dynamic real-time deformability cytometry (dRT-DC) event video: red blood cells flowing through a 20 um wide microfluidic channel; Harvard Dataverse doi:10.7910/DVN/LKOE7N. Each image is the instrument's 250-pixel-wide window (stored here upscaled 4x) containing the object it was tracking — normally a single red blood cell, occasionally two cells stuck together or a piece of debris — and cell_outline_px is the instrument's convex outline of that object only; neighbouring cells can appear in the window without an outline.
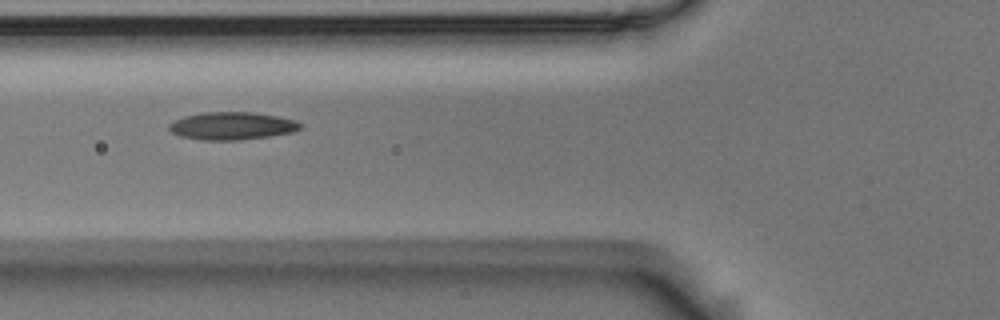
{"species": "Egyptian fruit bat (a non-hibernating species)", "species_latin": "Rousettus aegyptiacus", "temperature_condition": "room temperature", "stored_images_in_passage": 7, "camera_frame_rate_fps": 3000, "um_per_image_px": 0.085, "animal": {"sex": "male"}, "frame": {"image": 1, "passage_image": 3, "time_ms": 0.667, "image_size_px": [1000, 320], "cell_outline_px": [[300, 128], [292, 132], [268, 136], [240, 140], [200, 140], [180, 136], [172, 132], [168, 128], [168, 124], [184, 116], [204, 112], [252, 112], [280, 116], [296, 120], [300, 124]], "centroid_in_image_um": [19.7, 10.69], "position_along_channel_um": 106.1, "area_um2": 21.15}}
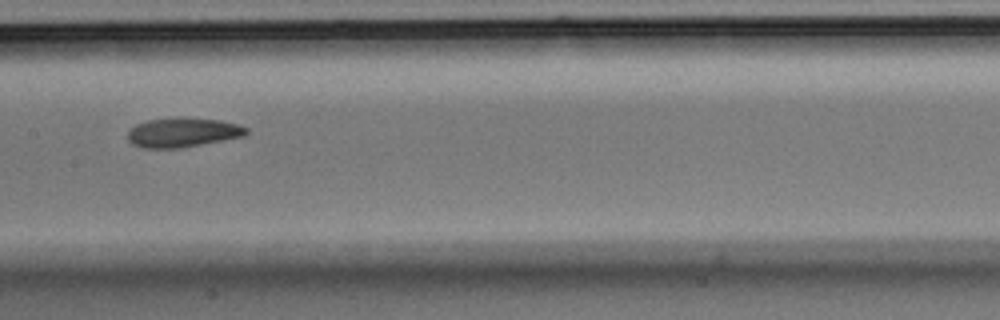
{"frame": {"image": 2, "passage_image": 5, "time_ms": 1.333, "image_size_px": [1000, 320], "cell_outline_px": [[248, 132], [244, 136], [180, 148], [144, 148], [132, 144], [128, 140], [128, 132], [136, 124], [148, 120], [172, 116], [180, 116], [220, 120], [240, 124], [248, 128]], "centroid_in_image_um": [15.54, 11.23], "position_along_channel_um": 191.9, "area_um2": 20.63}}
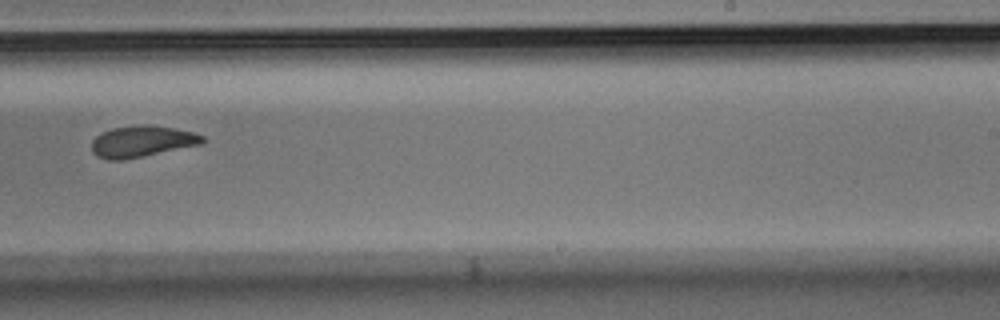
{"frame": {"image": 3, "passage_image": 7, "time_ms": 2.0, "image_size_px": [1000, 320], "cell_outline_px": [[204, 144], [124, 160], [108, 160], [96, 156], [92, 152], [92, 140], [100, 132], [112, 128], [140, 124], [148, 124], [172, 128], [192, 132], [204, 136]], "centroid_in_image_um": [12.05, 12.02], "position_along_channel_um": 277.0, "area_um2": 20.46}}